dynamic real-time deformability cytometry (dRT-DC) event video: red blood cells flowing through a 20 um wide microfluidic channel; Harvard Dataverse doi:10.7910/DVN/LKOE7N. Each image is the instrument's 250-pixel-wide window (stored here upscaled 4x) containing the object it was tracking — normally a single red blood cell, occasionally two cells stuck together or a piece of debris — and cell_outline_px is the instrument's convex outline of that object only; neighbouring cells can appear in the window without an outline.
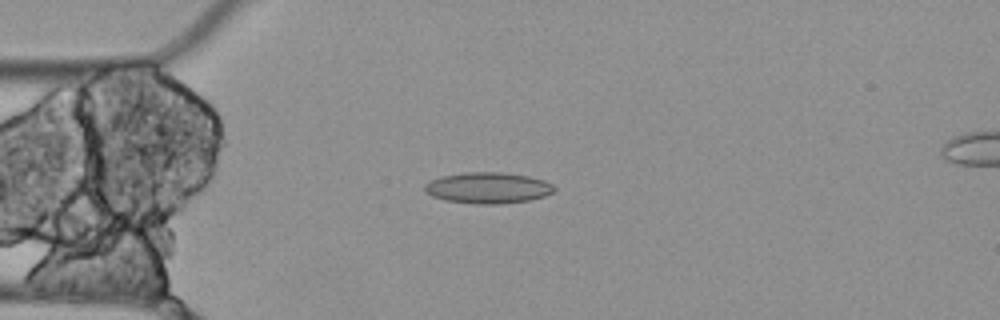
{"species": "Egyptian fruit bat (a non-hibernating species)", "species_latin": "Rousettus aegyptiacus", "temperature_condition": "cold", "stored_images_in_passage": 1, "camera_frame_rate_fps": 3000, "um_per_image_px": 0.085, "animal": {"sex": "female"}, "frame": {"image": 1, "passage_image": 1, "time_ms": 0.0, "image_size_px": [1000, 320], "cell_outline_px": [[556, 188], [552, 192], [544, 196], [528, 200], [500, 204], [480, 204], [444, 200], [432, 196], [424, 188], [424, 184], [440, 176], [464, 172], [500, 172], [528, 176], [544, 180], [552, 184]], "centroid_in_image_um": [41.47, 15.96], "position_along_channel_um": 43.5, "area_um2": 23.35}}